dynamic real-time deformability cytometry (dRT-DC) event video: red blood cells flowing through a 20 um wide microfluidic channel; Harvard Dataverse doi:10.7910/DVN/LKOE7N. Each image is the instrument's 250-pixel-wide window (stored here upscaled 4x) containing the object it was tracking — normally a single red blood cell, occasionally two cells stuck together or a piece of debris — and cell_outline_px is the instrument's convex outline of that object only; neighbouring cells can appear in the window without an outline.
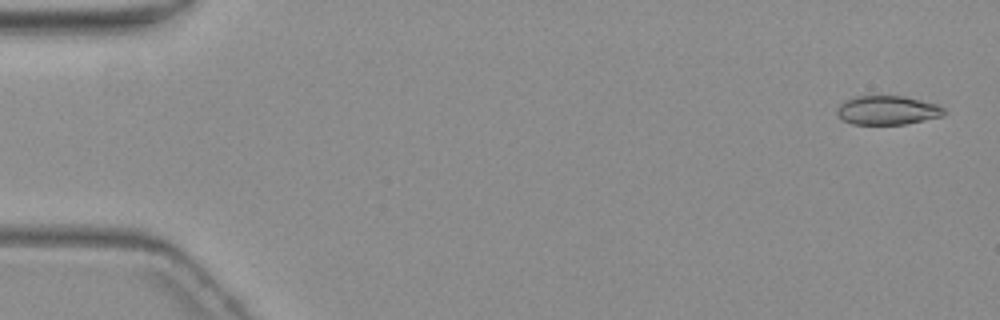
{"species": "common noctule bat (a hibernating species)", "species_latin": "Nyctalus noctula", "temperature_condition": "warm", "stored_images_in_passage": 5, "segment_of_instrument_passage": [2, 2], "camera_frame_rate_fps": 3000, "um_per_image_px": 0.085, "animal": {"sex": "female", "body_mass_g": 19.3, "forearm_length_mm": 54.1}, "frame": {"image": 1, "passage_image": 5, "time_ms": 6.0, "image_size_px": [1000, 320], "cell_outline_px": [[948, 112], [944, 116], [904, 124], [852, 124], [844, 120], [836, 112], [840, 104], [844, 100], [856, 96], [900, 96], [920, 100], [936, 104], [944, 108]], "centroid_in_image_um": [75.46, 9.37], "position_along_channel_um": 9.5, "area_um2": 17.98}}